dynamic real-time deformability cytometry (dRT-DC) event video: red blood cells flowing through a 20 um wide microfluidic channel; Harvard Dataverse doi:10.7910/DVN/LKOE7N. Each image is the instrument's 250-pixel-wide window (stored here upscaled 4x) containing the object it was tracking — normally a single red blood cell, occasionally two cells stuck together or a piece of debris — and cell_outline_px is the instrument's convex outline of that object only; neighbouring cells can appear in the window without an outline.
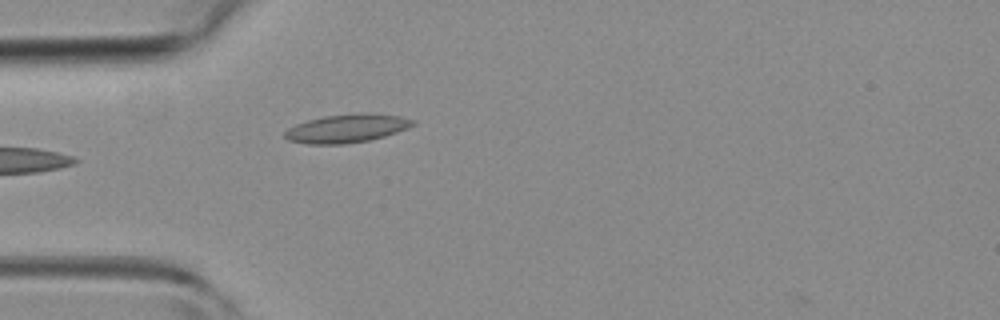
{"species": "common noctule bat (a hibernating species)", "species_latin": "Nyctalus noctula", "temperature_condition": "room temperature", "stored_images_in_passage": 4, "camera_frame_rate_fps": 3000, "um_per_image_px": 0.085, "animal": {"sex": "female", "body_mass_g": 19.3, "forearm_length_mm": 54.1}, "frame": {"image": 1, "passage_image": 4, "time_ms": 3.333, "image_size_px": [1000, 320], "cell_outline_px": [[416, 124], [408, 128], [384, 136], [368, 140], [344, 144], [308, 144], [288, 140], [284, 136], [284, 132], [288, 128], [296, 124], [308, 120], [324, 116], [360, 112], [372, 112], [400, 116], [416, 120]], "centroid_in_image_um": [29.51, 10.89], "position_along_channel_um": 55.5, "area_um2": 21.39}}